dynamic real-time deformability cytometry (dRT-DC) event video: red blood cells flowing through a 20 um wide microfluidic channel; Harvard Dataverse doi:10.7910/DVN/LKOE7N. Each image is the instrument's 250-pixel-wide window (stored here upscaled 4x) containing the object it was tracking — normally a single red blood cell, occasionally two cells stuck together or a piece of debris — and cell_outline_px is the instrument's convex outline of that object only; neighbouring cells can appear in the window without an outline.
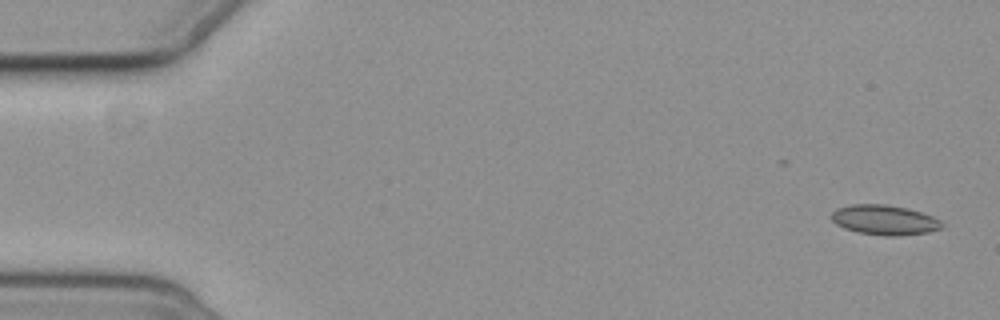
{"species": "common noctule bat (a hibernating species)", "species_latin": "Nyctalus noctula", "temperature_condition": "cold", "stored_images_in_passage": 2, "camera_frame_rate_fps": 3000, "um_per_image_px": 0.085, "animal": {"sex": "female", "body_mass_g": 19.3, "forearm_length_mm": 54.1}, "frame": {"image": 1, "passage_image": 2, "time_ms": 1.0, "image_size_px": [1000, 320], "cell_outline_px": [[944, 228], [928, 232], [896, 236], [884, 236], [860, 232], [844, 228], [836, 224], [832, 220], [832, 212], [836, 208], [852, 204], [888, 204], [908, 208], [932, 216], [940, 220], [944, 224]], "centroid_in_image_um": [75.2, 18.69], "position_along_channel_um": 9.8, "area_um2": 19.31}}